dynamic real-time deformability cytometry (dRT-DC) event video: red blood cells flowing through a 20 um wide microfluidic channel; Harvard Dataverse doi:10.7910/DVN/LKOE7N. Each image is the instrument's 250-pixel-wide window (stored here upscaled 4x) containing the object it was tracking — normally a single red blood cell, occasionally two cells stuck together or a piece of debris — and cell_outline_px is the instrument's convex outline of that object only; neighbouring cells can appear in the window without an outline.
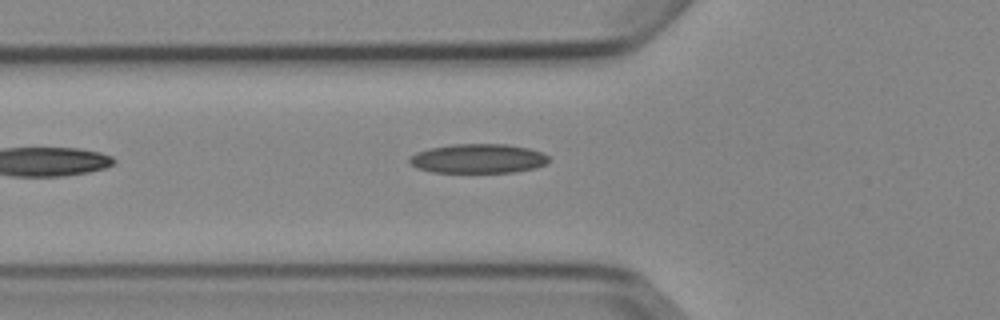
{"species": "Egyptian fruit bat (a non-hibernating species)", "species_latin": "Rousettus aegyptiacus", "temperature_condition": "cold", "stored_images_in_passage": 6, "camera_frame_rate_fps": 3000, "um_per_image_px": 0.085, "animal": {"sex": "female"}, "frame": {"image": 1, "passage_image": 6, "time_ms": 6.0, "image_size_px": [1000, 320], "cell_outline_px": [[552, 160], [548, 164], [536, 168], [512, 172], [432, 172], [416, 168], [408, 160], [408, 156], [416, 152], [428, 148], [456, 144], [508, 144], [528, 148], [540, 152], [548, 156]], "centroid_in_image_um": [40.65, 13.48], "position_along_channel_um": 85.2, "area_um2": 23.99}}